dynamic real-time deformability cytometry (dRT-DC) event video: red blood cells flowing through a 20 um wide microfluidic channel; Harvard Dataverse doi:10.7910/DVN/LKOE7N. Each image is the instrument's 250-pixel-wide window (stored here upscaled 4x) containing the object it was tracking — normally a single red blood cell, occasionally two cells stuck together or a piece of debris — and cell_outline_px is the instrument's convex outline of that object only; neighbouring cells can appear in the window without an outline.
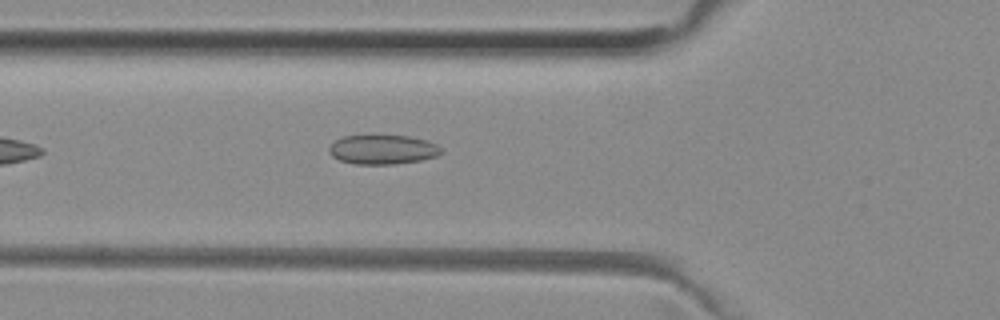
{"species": "common noctule bat (a hibernating species)", "species_latin": "Nyctalus noctula", "temperature_condition": "room temperature", "stored_images_in_passage": 35, "camera_frame_rate_fps": 3000, "um_per_image_px": 0.085, "animal": {"sex": "female", "body_mass_g": 29.2, "forearm_length_mm": 56.3}, "frame": {"image": 1, "passage_image": 3, "time_ms": 0.667, "image_size_px": [1000, 320], "cell_outline_px": [[444, 152], [436, 156], [420, 160], [396, 164], [352, 164], [340, 160], [332, 156], [328, 152], [328, 148], [336, 140], [344, 136], [372, 132], [408, 136], [428, 140], [436, 144]], "centroid_in_image_um": [32.5, 12.66], "position_along_channel_um": 93.3, "area_um2": 20.06}}
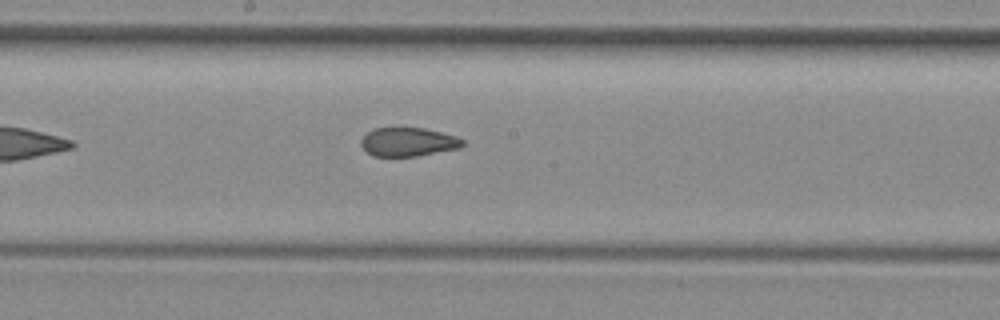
{"frame": {"image": 2, "passage_image": 12, "time_ms": 3.667, "image_size_px": [1000, 320], "cell_outline_px": [[464, 144], [460, 148], [416, 156], [372, 156], [360, 144], [360, 140], [372, 128], [400, 124], [424, 128], [456, 136], [464, 140]], "centroid_in_image_um": [34.66, 12.01], "position_along_channel_um": 213.5, "area_um2": 17.69}}
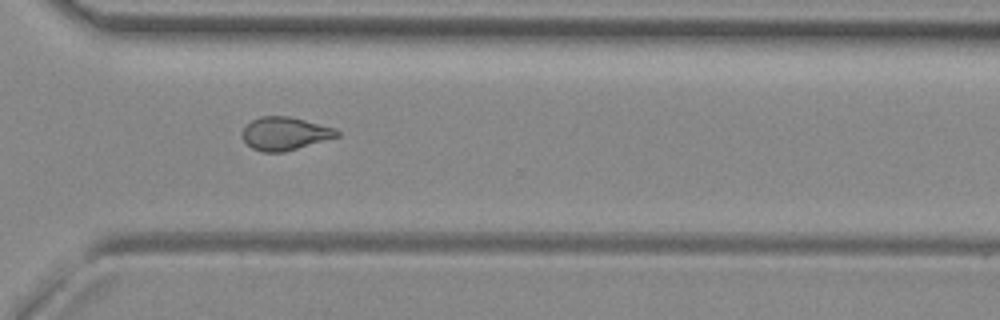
{"frame": {"image": 3, "passage_image": 22, "time_ms": 7.0, "image_size_px": [1000, 320], "cell_outline_px": [[340, 136], [284, 152], [260, 152], [252, 148], [244, 140], [244, 128], [252, 120], [260, 116], [288, 116], [336, 128], [340, 132]], "centroid_in_image_um": [24.25, 11.36], "position_along_channel_um": 346.4, "area_um2": 18.09}, "authors_computed_cell_mechanics": {"area_um2": 18.5538, "velocity_mm_per_s": 3.9986, "shape_relaxation_time_tau1_ms": null, "shape_relaxation_time_tau2_ms": 1.144, "deformation_change_tau1": null, "deformation_change_tau2": 0.0712}}